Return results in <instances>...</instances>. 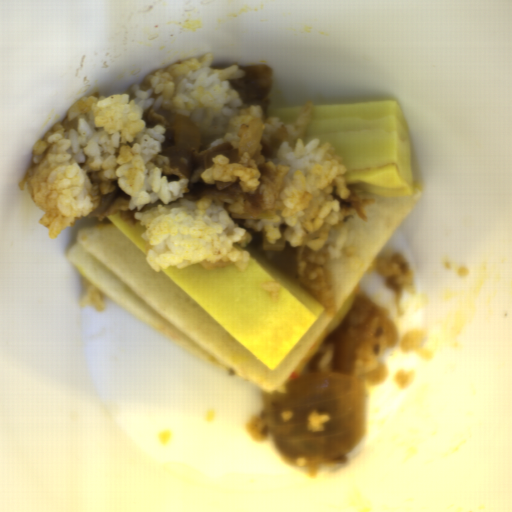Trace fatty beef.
Returning <instances> with one entry per match:
<instances>
[{"instance_id":"obj_1","label":"fatty beef","mask_w":512,"mask_h":512,"mask_svg":"<svg viewBox=\"0 0 512 512\" xmlns=\"http://www.w3.org/2000/svg\"><path fill=\"white\" fill-rule=\"evenodd\" d=\"M175 115L176 112L168 107L159 106L154 109L150 106L143 111L141 118L148 128L156 124L164 127L165 135L159 155L167 157L169 163L161 164L160 170L168 176L169 181L188 179V192L183 193V199L195 201L207 196L215 204L220 205L223 203L222 198H242L245 214L260 215L264 206L261 188H256L255 192H245L241 189V180H221L207 184L201 176L218 155L227 156L230 162H239V148H235L229 142L214 146L210 150L194 151L191 148H181L175 140Z\"/></svg>"},{"instance_id":"obj_2","label":"fatty beef","mask_w":512,"mask_h":512,"mask_svg":"<svg viewBox=\"0 0 512 512\" xmlns=\"http://www.w3.org/2000/svg\"><path fill=\"white\" fill-rule=\"evenodd\" d=\"M398 329L389 311L365 294L353 301L343 323L321 344L309 363V372H321L319 363L328 351H333L330 372L353 376V366L359 354L370 349L381 354L384 348L395 347Z\"/></svg>"},{"instance_id":"obj_3","label":"fatty beef","mask_w":512,"mask_h":512,"mask_svg":"<svg viewBox=\"0 0 512 512\" xmlns=\"http://www.w3.org/2000/svg\"><path fill=\"white\" fill-rule=\"evenodd\" d=\"M91 183L98 186L102 197L93 211L89 212V217H96L103 220L112 214L120 212L122 222L129 225L138 224L134 216L138 212L136 209H130L132 196L123 190L119 183L110 180L103 170L91 171L87 174Z\"/></svg>"},{"instance_id":"obj_4","label":"fatty beef","mask_w":512,"mask_h":512,"mask_svg":"<svg viewBox=\"0 0 512 512\" xmlns=\"http://www.w3.org/2000/svg\"><path fill=\"white\" fill-rule=\"evenodd\" d=\"M235 226H239L247 230L252 240L249 243L255 253L273 265L285 276L292 280H299V266L303 260L311 256V250L306 246L291 247L288 241H284V250L282 251H265L263 249V230H255L249 226L244 218H235L233 220Z\"/></svg>"},{"instance_id":"obj_5","label":"fatty beef","mask_w":512,"mask_h":512,"mask_svg":"<svg viewBox=\"0 0 512 512\" xmlns=\"http://www.w3.org/2000/svg\"><path fill=\"white\" fill-rule=\"evenodd\" d=\"M243 71L240 79L229 80L239 93L241 102L249 106H260L263 118L268 117V107L271 99L273 68L269 64H250L239 66Z\"/></svg>"},{"instance_id":"obj_6","label":"fatty beef","mask_w":512,"mask_h":512,"mask_svg":"<svg viewBox=\"0 0 512 512\" xmlns=\"http://www.w3.org/2000/svg\"><path fill=\"white\" fill-rule=\"evenodd\" d=\"M283 142H287L290 147L295 146L294 138L289 134L285 126L281 125L268 139L260 138L259 144H261L262 157L265 159L277 157L279 148Z\"/></svg>"},{"instance_id":"obj_7","label":"fatty beef","mask_w":512,"mask_h":512,"mask_svg":"<svg viewBox=\"0 0 512 512\" xmlns=\"http://www.w3.org/2000/svg\"><path fill=\"white\" fill-rule=\"evenodd\" d=\"M348 189L350 190V194L346 199H342L339 195L336 193H333L332 196L334 200H337L339 202V207L341 210L345 211H352L355 210V212L358 214L359 218L366 223L367 221V214L365 213L364 209L366 205H371L375 203V199L371 200H362L357 195V187L356 185H349Z\"/></svg>"},{"instance_id":"obj_8","label":"fatty beef","mask_w":512,"mask_h":512,"mask_svg":"<svg viewBox=\"0 0 512 512\" xmlns=\"http://www.w3.org/2000/svg\"><path fill=\"white\" fill-rule=\"evenodd\" d=\"M248 429L255 440L259 441L268 436L266 410L262 411L249 422Z\"/></svg>"},{"instance_id":"obj_9","label":"fatty beef","mask_w":512,"mask_h":512,"mask_svg":"<svg viewBox=\"0 0 512 512\" xmlns=\"http://www.w3.org/2000/svg\"><path fill=\"white\" fill-rule=\"evenodd\" d=\"M389 370L386 366L377 365L376 369L366 374L370 384H380L388 376Z\"/></svg>"},{"instance_id":"obj_10","label":"fatty beef","mask_w":512,"mask_h":512,"mask_svg":"<svg viewBox=\"0 0 512 512\" xmlns=\"http://www.w3.org/2000/svg\"><path fill=\"white\" fill-rule=\"evenodd\" d=\"M257 168L260 172L259 182L265 183L267 176L271 175V171L265 164H259Z\"/></svg>"},{"instance_id":"obj_11","label":"fatty beef","mask_w":512,"mask_h":512,"mask_svg":"<svg viewBox=\"0 0 512 512\" xmlns=\"http://www.w3.org/2000/svg\"><path fill=\"white\" fill-rule=\"evenodd\" d=\"M347 463V459L346 457L343 455L335 460H332V461H327V462H324V463H321L323 464L324 466H327V467H331V466H334V465H346Z\"/></svg>"}]
</instances>
